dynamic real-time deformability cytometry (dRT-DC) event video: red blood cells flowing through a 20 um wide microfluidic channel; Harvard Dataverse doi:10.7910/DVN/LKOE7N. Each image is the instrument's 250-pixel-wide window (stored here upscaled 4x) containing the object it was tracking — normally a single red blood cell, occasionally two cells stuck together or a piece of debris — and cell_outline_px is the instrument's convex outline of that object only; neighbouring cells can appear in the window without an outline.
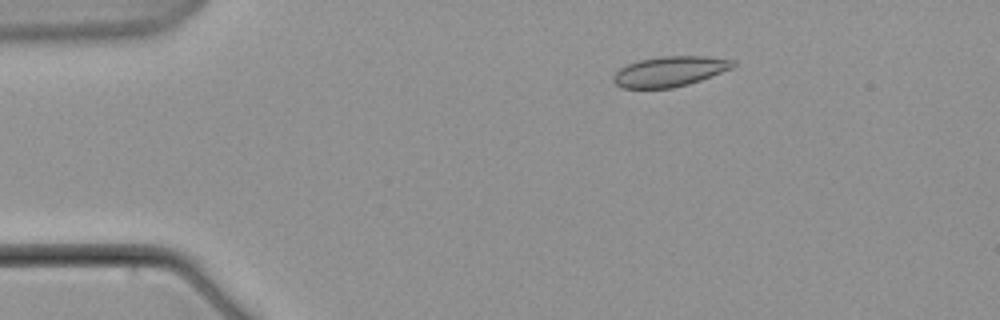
{"species": "common noctule bat (a hibernating species)", "species_latin": "Nyctalus noctula", "temperature_condition": "warm", "stored_images_in_passage": 9, "camera_frame_rate_fps": 3000, "um_per_image_px": 0.085, "animal": {"sex": "male", "body_mass_g": 21.5, "forearm_length_mm": 52.0}, "frame": {"image": 1, "passage_image": 3, "time_ms": 3.0, "image_size_px": [1000, 320], "cell_outline_px": [[736, 64], [732, 68], [700, 80], [688, 84], [672, 88], [624, 88], [616, 84], [612, 80], [612, 76], [620, 68], [628, 64], [640, 60], [660, 56], [708, 56], [736, 60]], "centroid_in_image_um": [56.94, 6.06], "position_along_channel_um": 28.1, "area_um2": 21.04}}
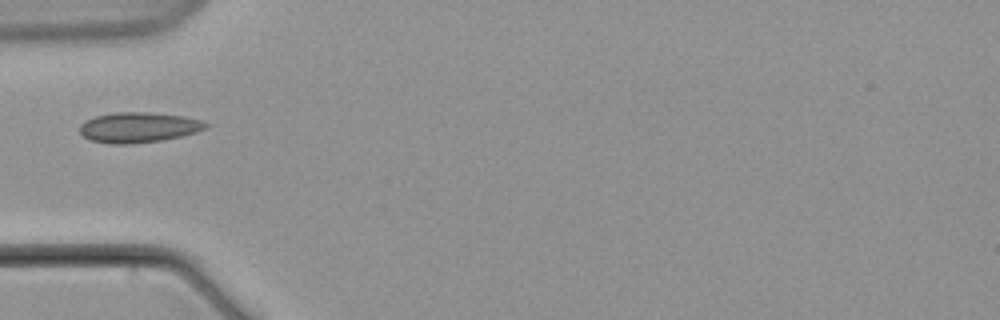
{"frame": {"image": 2, "passage_image": 6, "time_ms": 6.667, "image_size_px": [1000, 320], "cell_outline_px": [[212, 124], [208, 128], [196, 132], [180, 136], [160, 140], [128, 144], [112, 144], [92, 140], [84, 136], [80, 132], [80, 124], [84, 120], [96, 116], [116, 112], [148, 112], [184, 116], [204, 120]], "centroid_in_image_um": [11.83, 10.81], "position_along_channel_um": 73.2, "area_um2": 22.31}}
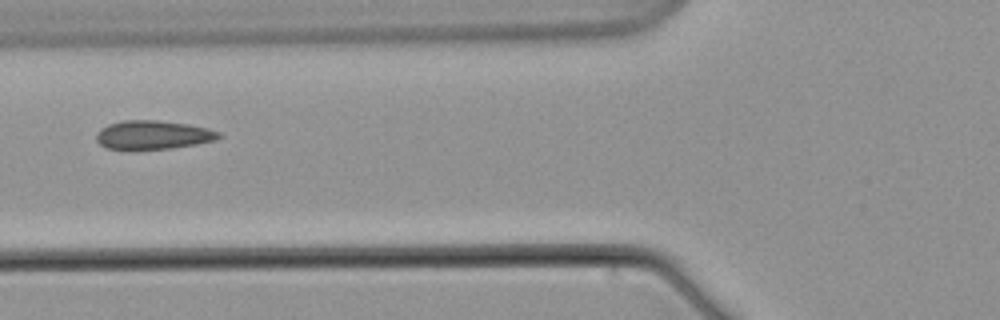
{"frame": {"image": 3, "passage_image": 7, "time_ms": 8.0, "image_size_px": [1000, 320], "cell_outline_px": [[220, 136], [216, 140], [196, 144], [168, 148], [108, 148], [100, 144], [96, 140], [96, 132], [100, 128], [108, 124], [124, 120], [156, 120], [188, 124], [208, 128], [220, 132]], "centroid_in_image_um": [13.0, 11.44], "position_along_channel_um": 112.8, "area_um2": 20.17}}